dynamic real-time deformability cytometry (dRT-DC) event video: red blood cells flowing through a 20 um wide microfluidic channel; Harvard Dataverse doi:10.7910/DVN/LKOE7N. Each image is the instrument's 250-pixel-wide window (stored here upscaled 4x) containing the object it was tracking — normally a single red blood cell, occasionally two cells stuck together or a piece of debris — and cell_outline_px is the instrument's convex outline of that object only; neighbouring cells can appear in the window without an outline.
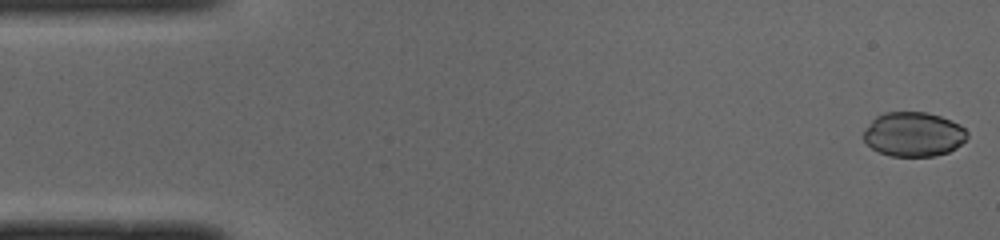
{"species": "common noctule bat (a hibernating species)", "species_latin": "Nyctalus noctula", "temperature_condition": "cold", "stored_images_in_passage": 50, "camera_frame_rate_fps": 3000, "um_per_image_px": 0.085, "animal": {"sex": "male", "body_mass_g": 19.0, "forearm_length_mm": 50.8}, "frame": {"image": 1, "passage_image": 1, "time_ms": 0.0, "image_size_px": [1000, 240], "cell_outline_px": [[968, 136], [956, 148], [948, 152], [936, 156], [892, 156], [880, 152], [872, 148], [864, 140], [864, 128], [876, 116], [884, 112], [928, 112], [940, 116], [960, 124], [968, 132]], "centroid_in_image_um": [77.65, 11.4], "position_along_channel_um": 7.3, "area_um2": 26.88}}
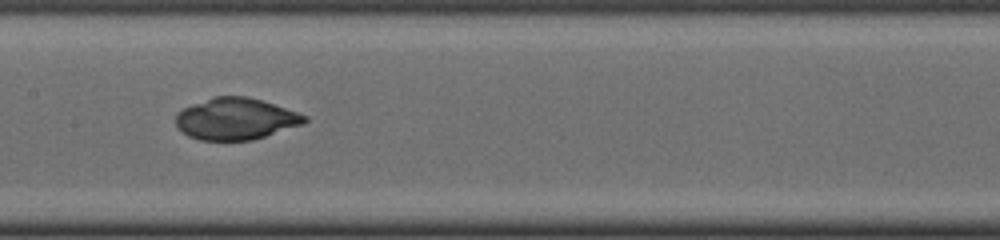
{"frame": {"image": 2, "passage_image": 24, "time_ms": 7.667, "image_size_px": [1000, 240], "cell_outline_px": [[308, 120], [304, 124], [252, 140], [200, 140], [188, 136], [176, 124], [176, 116], [184, 108], [192, 104], [216, 96], [244, 96], [260, 100], [308, 116]], "centroid_in_image_um": [20.05, 10.11], "position_along_channel_um": 187.3, "area_um2": 30.81}}
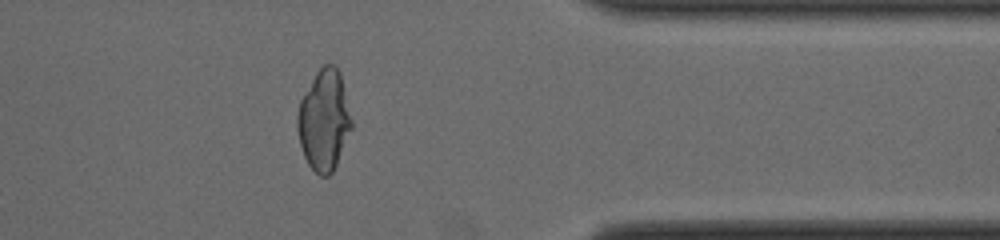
{"frame": {"image": 3, "passage_image": 40, "time_ms": 13.0, "image_size_px": [1000, 240], "cell_outline_px": [[352, 128], [336, 164], [332, 172], [328, 176], [320, 176], [308, 164], [304, 156], [300, 144], [296, 128], [296, 116], [300, 100], [316, 72], [324, 64], [336, 64], [340, 72], [352, 120]], "centroid_in_image_um": [27.53, 10.2], "position_along_channel_um": 383.9, "area_um2": 31.73}}